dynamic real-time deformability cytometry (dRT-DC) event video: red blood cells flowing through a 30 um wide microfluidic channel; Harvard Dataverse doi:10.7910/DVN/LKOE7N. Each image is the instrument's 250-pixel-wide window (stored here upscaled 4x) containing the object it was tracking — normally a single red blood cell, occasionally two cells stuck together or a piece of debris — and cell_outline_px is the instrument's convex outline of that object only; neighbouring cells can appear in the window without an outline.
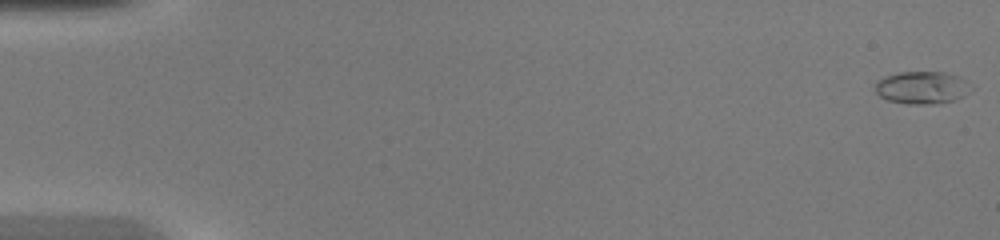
{"species": "common noctule bat (a hibernating species)", "species_latin": "Nyctalus noctula", "temperature_condition": "warm", "stored_images_in_passage": 48, "camera_frame_rate_fps": 3000, "um_per_image_px": 0.085, "animal": {"sex": "female", "body_mass_g": 20.0, "forearm_length_mm": 54.0}, "frame": {"image": 1, "passage_image": 1, "time_ms": 0.0, "image_size_px": [1000, 240], "cell_outline_px": [[976, 88], [956, 100], [936, 104], [908, 104], [888, 100], [880, 96], [876, 92], [876, 80], [884, 76], [900, 72], [944, 72], [968, 80]], "centroid_in_image_um": [78.43, 7.45], "position_along_channel_um": 6.6, "area_um2": 18.5}}
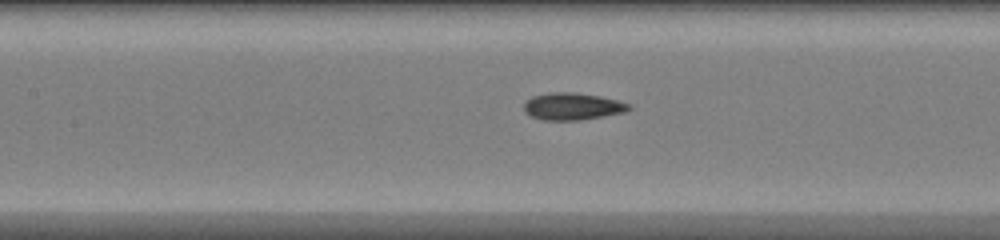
{"frame": {"image": 2, "passage_image": 23, "time_ms": 7.333, "image_size_px": [1000, 240], "cell_outline_px": [[632, 108], [624, 112], [580, 120], [540, 120], [524, 112], [524, 104], [532, 96], [552, 92], [576, 92], [600, 96], [632, 104]], "centroid_in_image_um": [48.66, 9.04], "position_along_channel_um": 158.7, "area_um2": 16.59}}
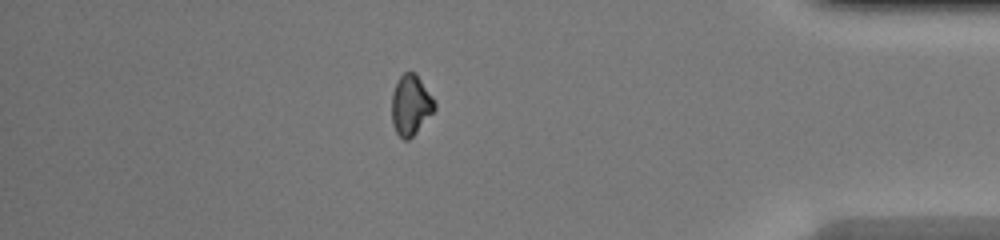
{"frame": {"image": 3, "passage_image": 42, "time_ms": 13.667, "image_size_px": [1000, 240], "cell_outline_px": [[436, 108], [416, 132], [408, 140], [404, 140], [396, 132], [392, 124], [392, 92], [400, 76], [404, 72], [416, 72], [432, 96], [436, 104]], "centroid_in_image_um": [34.91, 8.91], "position_along_channel_um": 400.3, "area_um2": 14.97}, "authors_computed_cell_mechanics": {"area_um2": 16.3574, "velocity_mm_per_s": 4.363, "shape_relaxation_time_tau1_ms": 5.0648, "shape_relaxation_time_tau2_ms": 0.9096, "deformation_change_tau1": 0.1668, "deformation_change_tau2": 0.0346}}